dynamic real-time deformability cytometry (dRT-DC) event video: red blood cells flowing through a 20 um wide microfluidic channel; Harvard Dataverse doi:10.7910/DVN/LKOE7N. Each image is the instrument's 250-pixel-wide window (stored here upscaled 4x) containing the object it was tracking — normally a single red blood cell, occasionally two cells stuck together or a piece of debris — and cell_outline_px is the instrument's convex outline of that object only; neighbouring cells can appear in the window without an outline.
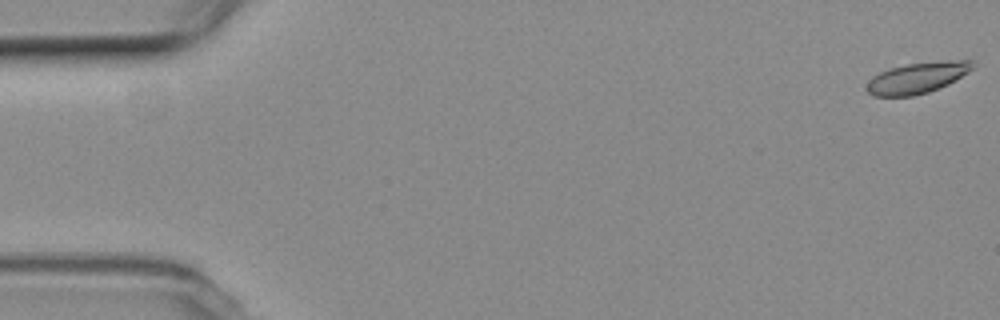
{"species": "common noctule bat (a hibernating species)", "species_latin": "Nyctalus noctula", "temperature_condition": "room temperature", "stored_images_in_passage": 5, "camera_frame_rate_fps": 3000, "um_per_image_px": 0.085, "animal": {"sex": "female", "body_mass_g": 19.3, "forearm_length_mm": 54.1}, "frame": {"image": 1, "passage_image": 1, "time_ms": 0.0, "image_size_px": [1000, 320], "cell_outline_px": [[972, 68], [968, 72], [948, 84], [928, 92], [912, 96], [872, 96], [868, 92], [868, 80], [872, 76], [888, 68], [908, 64], [960, 60], [972, 60]], "centroid_in_image_um": [77.92, 6.63], "position_along_channel_um": 7.1, "area_um2": 18.73}}